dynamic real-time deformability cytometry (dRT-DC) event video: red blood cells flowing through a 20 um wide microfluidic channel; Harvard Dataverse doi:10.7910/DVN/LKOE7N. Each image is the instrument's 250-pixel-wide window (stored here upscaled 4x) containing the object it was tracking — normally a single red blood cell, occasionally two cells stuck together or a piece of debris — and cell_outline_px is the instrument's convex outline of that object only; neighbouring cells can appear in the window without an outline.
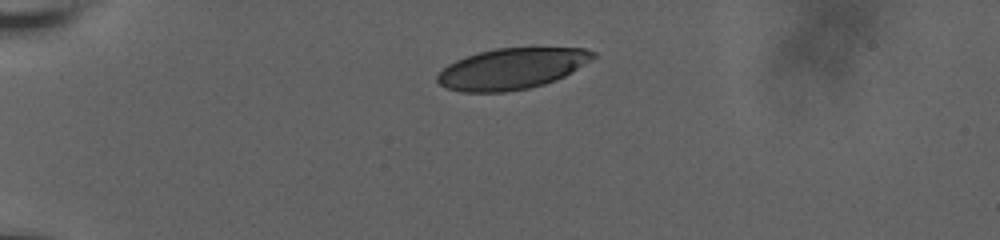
{"species": "human", "species_latin": "Homo sapiens", "temperature_condition": "room temperature", "stored_images_in_passage": 37, "camera_frame_rate_fps": 3000, "um_per_image_px": 0.085, "donor": {"sex": "male"}, "frame": {"image": 1, "passage_image": 1, "time_ms": 0.0, "image_size_px": [1000, 240], "cell_outline_px": [[596, 56], [592, 60], [564, 76], [556, 80], [544, 84], [528, 88], [504, 92], [460, 92], [448, 88], [440, 84], [436, 80], [436, 76], [448, 64], [456, 60], [480, 52], [496, 48], [584, 48], [596, 52]], "centroid_in_image_um": [43.51, 5.84], "position_along_channel_um": 41.5, "area_um2": 36.99}}
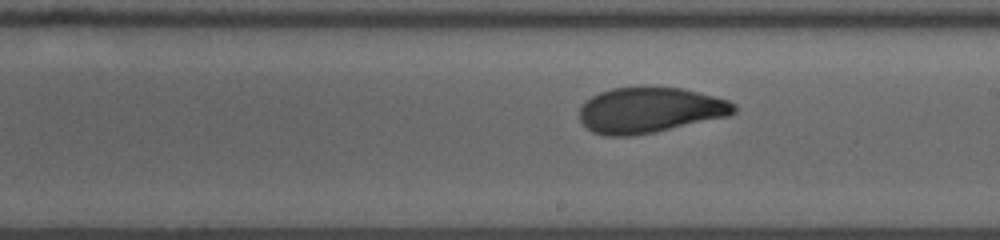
{"frame": {"image": 2, "passage_image": 21, "time_ms": 6.667, "image_size_px": [1000, 240], "cell_outline_px": [[736, 112], [728, 116], [652, 132], [632, 136], [604, 136], [592, 132], [580, 120], [580, 104], [584, 100], [600, 92], [612, 88], [640, 84], [684, 88], [728, 100], [736, 104]], "centroid_in_image_um": [55.2, 9.31], "position_along_channel_um": 233.8, "area_um2": 41.73}}
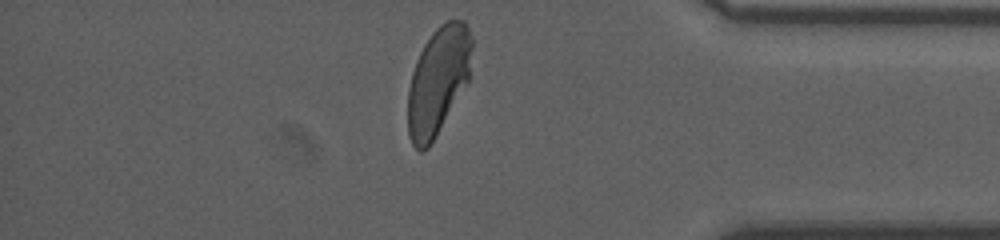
{"frame": {"image": 3, "passage_image": 36, "time_ms": 11.667, "image_size_px": [1000, 240], "cell_outline_px": [[472, 48], [468, 84], [436, 136], [428, 148], [420, 152], [412, 144], [408, 136], [408, 92], [412, 72], [416, 60], [424, 44], [432, 32], [440, 24], [448, 20], [464, 20], [468, 28], [472, 40]], "centroid_in_image_um": [37.24, 6.87], "position_along_channel_um": 398.0, "area_um2": 40.46}, "authors_computed_cell_mechanics": {"area_um2": 41.327, "velocity_mm_per_s": 3.6899, "shape_relaxation_time_tau1_ms": 4.2994, "shape_relaxation_time_tau2_ms": 1.0652, "deformation_change_tau1": 0.1706, "deformation_change_tau2": 0.0643}}